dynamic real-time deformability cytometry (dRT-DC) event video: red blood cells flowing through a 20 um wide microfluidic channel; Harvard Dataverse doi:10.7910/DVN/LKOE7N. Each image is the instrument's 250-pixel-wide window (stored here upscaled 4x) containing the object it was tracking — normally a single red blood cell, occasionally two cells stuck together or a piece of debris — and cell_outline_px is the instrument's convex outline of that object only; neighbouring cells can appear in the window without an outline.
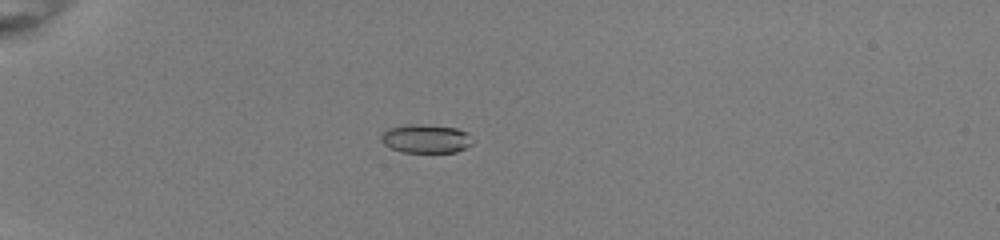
{"species": "common noctule bat (a hibernating species)", "species_latin": "Nyctalus noctula", "temperature_condition": "room temperature", "stored_images_in_passage": 52, "camera_frame_rate_fps": 3000, "um_per_image_px": 0.085, "animal": {"sex": "female", "body_mass_g": 22.0, "forearm_length_mm": 56.7}, "frame": {"image": 1, "passage_image": 16, "time_ms": 5.0, "image_size_px": [1000, 240], "cell_outline_px": [[476, 140], [472, 144], [456, 152], [404, 152], [392, 148], [384, 144], [380, 140], [380, 136], [388, 128], [408, 124], [424, 124], [456, 128], [468, 132]], "centroid_in_image_um": [36.24, 11.78], "position_along_channel_um": 48.8, "area_um2": 15.43}}
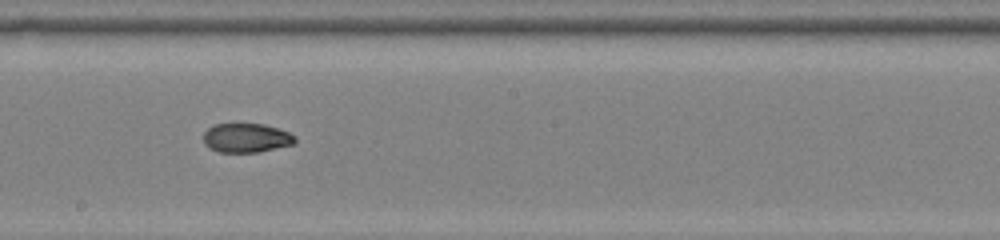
{"frame": {"image": 2, "passage_image": 32, "time_ms": 10.333, "image_size_px": [1000, 240], "cell_outline_px": [[296, 144], [260, 152], [220, 152], [208, 148], [204, 144], [204, 132], [212, 124], [264, 124], [288, 132], [296, 136]], "centroid_in_image_um": [20.95, 11.73], "position_along_channel_um": 227.3, "area_um2": 15.72}}
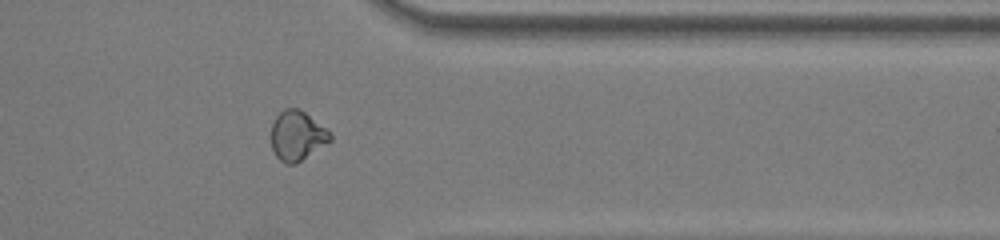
{"frame": {"image": 3, "passage_image": 44, "time_ms": 14.333, "image_size_px": [1000, 240], "cell_outline_px": [[332, 140], [296, 164], [284, 164], [276, 156], [272, 148], [272, 120], [284, 108], [296, 108], [304, 112], [328, 128], [332, 132]], "centroid_in_image_um": [25.28, 11.53], "position_along_channel_um": 386.1, "area_um2": 17.22}, "authors_computed_cell_mechanics": {"area_um2": 16.473, "velocity_mm_per_s": 4.0269, "shape_relaxation_time_tau1_ms": 6.3123, "shape_relaxation_time_tau2_ms": 3.4634, "deformation_change_tau1": 0.2069, "deformation_change_tau2": 0.0638}}